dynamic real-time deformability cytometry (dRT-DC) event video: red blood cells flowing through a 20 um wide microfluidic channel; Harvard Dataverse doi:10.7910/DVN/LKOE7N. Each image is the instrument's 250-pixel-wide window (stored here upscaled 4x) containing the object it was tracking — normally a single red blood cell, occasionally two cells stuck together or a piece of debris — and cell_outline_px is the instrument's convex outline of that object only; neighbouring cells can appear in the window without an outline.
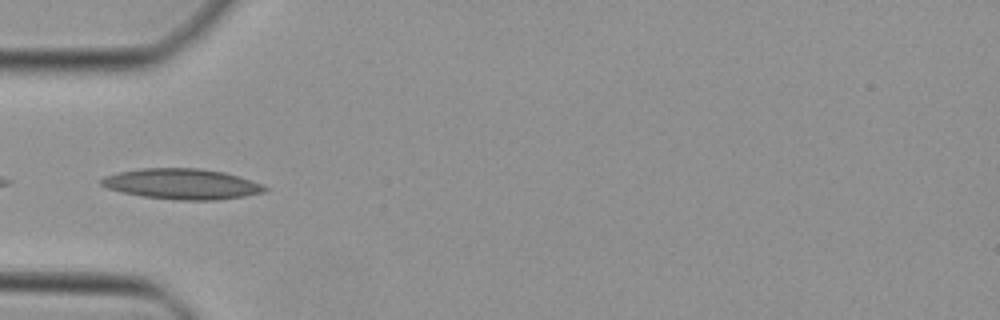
{"species": "Egyptian fruit bat (a non-hibernating species)", "species_latin": "Rousettus aegyptiacus", "temperature_condition": "cold", "stored_images_in_passage": 30, "camera_frame_rate_fps": 3000, "um_per_image_px": 0.085, "animal": {"sex": "female"}, "frame": {"image": 1, "passage_image": 3, "time_ms": 0.667, "image_size_px": [1000, 320], "cell_outline_px": [[268, 188], [264, 192], [244, 196], [216, 200], [180, 200], [144, 196], [124, 192], [108, 188], [100, 184], [100, 180], [104, 176], [120, 172], [140, 168], [200, 168], [224, 172], [264, 184]], "centroid_in_image_um": [15.49, 15.63], "position_along_channel_um": 69.5, "area_um2": 28.9}}
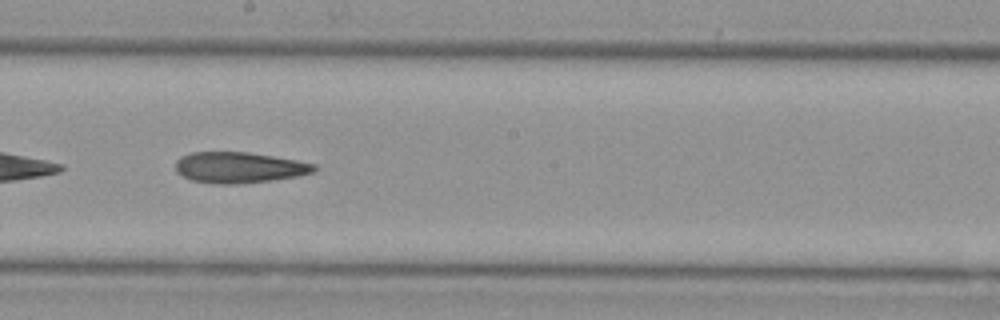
{"frame": {"image": 2, "passage_image": 14, "time_ms": 4.333, "image_size_px": [1000, 320], "cell_outline_px": [[316, 168], [312, 172], [296, 176], [272, 180], [236, 184], [216, 184], [192, 180], [176, 172], [176, 160], [180, 156], [192, 152], [248, 152], [296, 160], [316, 164]], "centroid_in_image_um": [20.29, 14.23], "position_along_channel_um": 227.9, "area_um2": 24.8}}
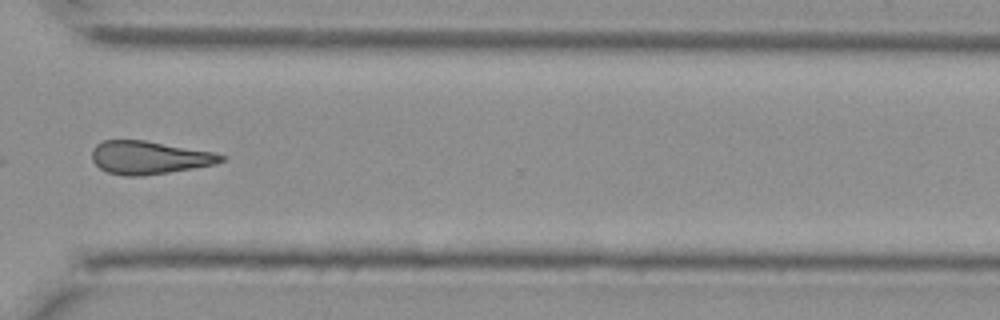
{"frame": {"image": 3, "passage_image": 23, "time_ms": 7.333, "image_size_px": [1000, 320], "cell_outline_px": [[228, 156], [224, 160], [216, 164], [168, 172], [140, 176], [128, 176], [108, 172], [100, 168], [92, 160], [92, 148], [96, 144], [104, 140], [144, 140], [212, 152]], "centroid_in_image_um": [12.67, 13.39], "position_along_channel_um": 357.9, "area_um2": 24.68}}